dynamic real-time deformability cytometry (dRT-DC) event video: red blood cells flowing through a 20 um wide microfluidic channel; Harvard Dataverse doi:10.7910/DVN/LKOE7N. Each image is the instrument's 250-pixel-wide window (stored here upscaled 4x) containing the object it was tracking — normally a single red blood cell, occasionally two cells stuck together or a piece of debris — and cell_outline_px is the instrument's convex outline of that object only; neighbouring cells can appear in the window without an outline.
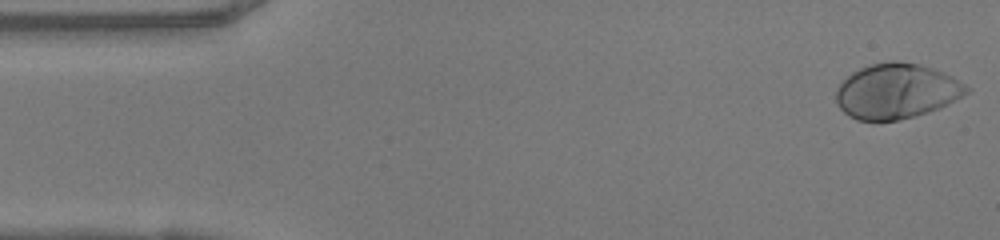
{"species": "human", "species_latin": "Homo sapiens", "temperature_condition": "warm", "stored_images_in_passage": 48, "camera_frame_rate_fps": 3000, "um_per_image_px": 0.085, "donor": {"sex": "female"}, "frame": {"image": 1, "passage_image": 1, "time_ms": 0.0, "image_size_px": [1000, 240], "cell_outline_px": [[972, 88], [968, 92], [940, 108], [928, 112], [896, 120], [856, 120], [848, 116], [840, 108], [836, 100], [836, 92], [840, 84], [852, 72], [860, 68], [872, 64], [888, 60], [896, 60], [920, 64], [932, 68], [952, 76]], "centroid_in_image_um": [76.21, 7.73], "position_along_channel_um": 8.8, "area_um2": 41.73}}
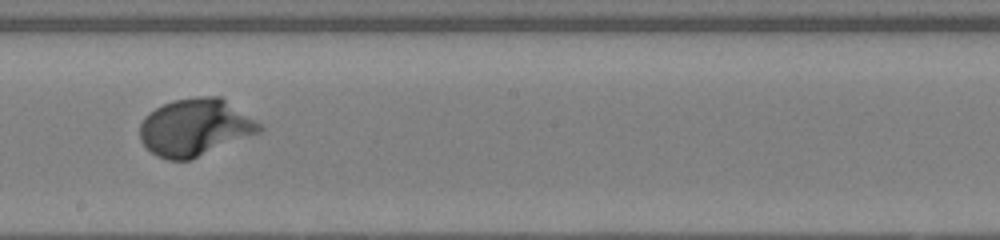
{"frame": {"image": 2, "passage_image": 26, "time_ms": 8.333, "image_size_px": [1000, 240], "cell_outline_px": [[264, 128], [260, 132], [192, 160], [168, 160], [156, 156], [140, 140], [140, 124], [144, 116], [148, 112], [172, 100], [196, 96], [220, 96], [260, 124]], "centroid_in_image_um": [16.56, 10.83], "position_along_channel_um": 231.6, "area_um2": 39.82}}
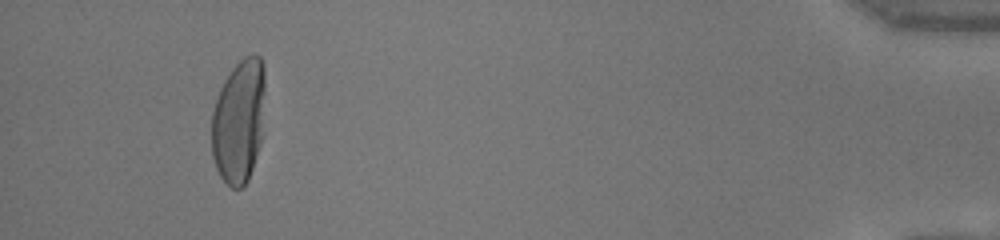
{"frame": {"image": 3, "passage_image": 45, "time_ms": 14.667, "image_size_px": [1000, 240], "cell_outline_px": [[264, 92], [260, 144], [248, 180], [240, 188], [232, 188], [220, 176], [216, 168], [212, 156], [212, 112], [220, 88], [224, 80], [232, 68], [244, 56], [260, 56], [264, 64]], "centroid_in_image_um": [20.28, 10.29], "position_along_channel_um": 414.9, "area_um2": 38.32}, "authors_computed_cell_mechanics": {"area_um2": 38.8994, "velocity_mm_per_s": 4.1112, "shape_relaxation_time_tau1_ms": 2.4275, "shape_relaxation_time_tau2_ms": null, "deformation_change_tau1": 0.2152, "deformation_change_tau2": null}}